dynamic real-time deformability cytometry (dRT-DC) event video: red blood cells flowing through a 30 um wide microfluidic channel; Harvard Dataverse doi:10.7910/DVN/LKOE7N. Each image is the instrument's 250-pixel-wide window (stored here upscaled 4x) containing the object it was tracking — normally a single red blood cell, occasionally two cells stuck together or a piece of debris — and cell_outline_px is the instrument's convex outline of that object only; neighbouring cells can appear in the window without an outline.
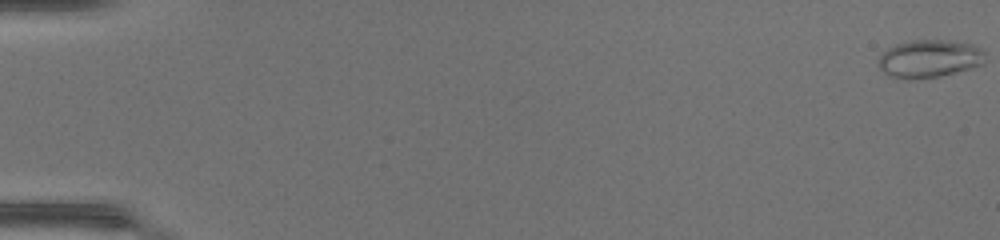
{"species": "common noctule bat (a hibernating species)", "species_latin": "Nyctalus noctula", "temperature_condition": "warm", "stored_images_in_passage": 49, "camera_frame_rate_fps": 3000, "um_per_image_px": 0.085, "animal": {"sex": "female", "body_mass_g": 17.0, "forearm_length_mm": 48.0}, "frame": {"image": 1, "passage_image": 1, "time_ms": 0.0, "image_size_px": [1000, 240], "cell_outline_px": [[984, 64], [940, 76], [912, 80], [892, 76], [884, 72], [880, 68], [880, 56], [888, 48], [896, 44], [916, 40], [948, 40], [972, 44], [980, 48], [984, 52]], "centroid_in_image_um": [79.02, 4.98], "position_along_channel_um": 6.0, "area_um2": 23.24}}
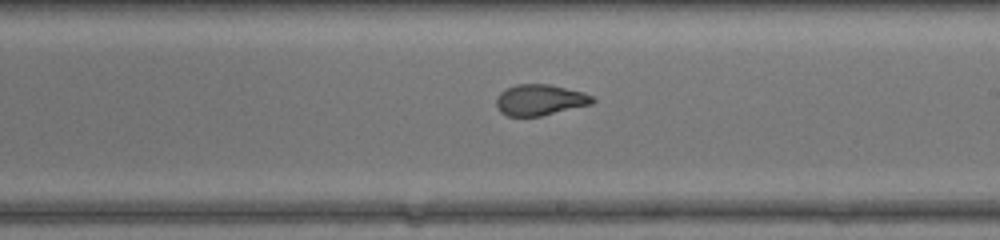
{"frame": {"image": 2, "passage_image": 30, "time_ms": 9.667, "image_size_px": [1000, 240], "cell_outline_px": [[596, 100], [592, 104], [540, 116], [508, 116], [500, 112], [496, 104], [496, 100], [500, 92], [516, 84], [548, 84], [584, 92], [592, 96]], "centroid_in_image_um": [45.9, 8.49], "position_along_channel_um": 243.1, "area_um2": 17.28}}
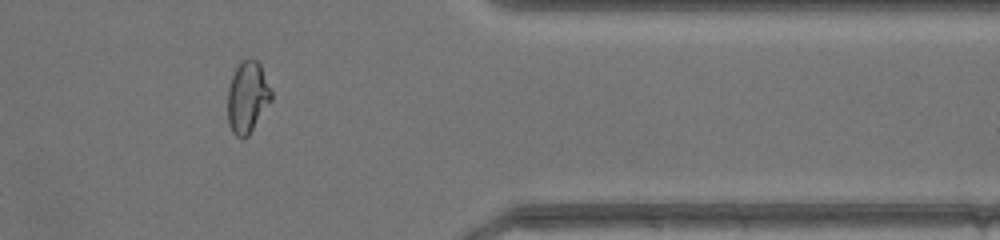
{"frame": {"image": 3, "passage_image": 41, "time_ms": 13.333, "image_size_px": [1000, 240], "cell_outline_px": [[272, 100], [248, 136], [240, 140], [232, 132], [228, 124], [228, 88], [232, 76], [240, 60], [248, 56], [252, 56], [260, 64], [272, 92]], "centroid_in_image_um": [21.03, 8.24], "position_along_channel_um": 390.4, "area_um2": 18.5}, "authors_computed_cell_mechanics": {"area_um2": 19.8254, "velocity_mm_per_s": 4.4354, "shape_relaxation_time_tau1_ms": null, "shape_relaxation_time_tau2_ms": 0.8589, "deformation_change_tau1": null, "deformation_change_tau2": 0.0654}}